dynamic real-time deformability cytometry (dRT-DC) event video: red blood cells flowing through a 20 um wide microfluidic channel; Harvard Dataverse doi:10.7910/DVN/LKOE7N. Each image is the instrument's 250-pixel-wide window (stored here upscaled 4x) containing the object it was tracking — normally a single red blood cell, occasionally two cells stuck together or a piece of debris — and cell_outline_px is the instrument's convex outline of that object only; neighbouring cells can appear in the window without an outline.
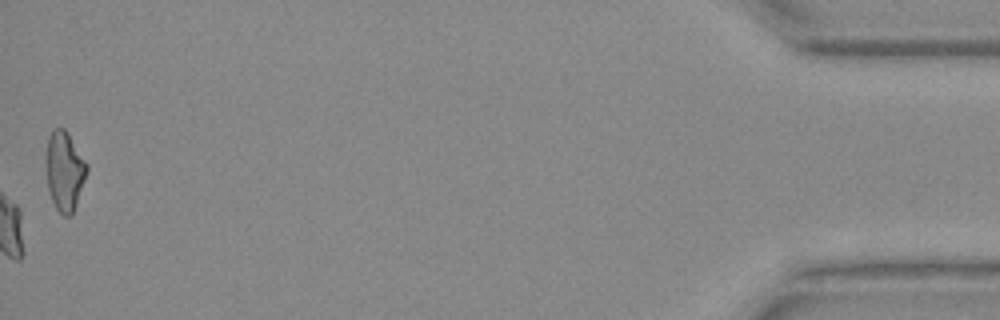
{"species": "Egyptian fruit bat (a non-hibernating species)", "species_latin": "Rousettus aegyptiacus", "temperature_condition": "warm", "stored_images_in_passage": 42, "camera_frame_rate_fps": 3000, "um_per_image_px": 0.085, "animal": {"sex": "female"}, "frame": {"image": 1, "passage_image": 42, "time_ms": 13.667, "image_size_px": [1000, 320], "cell_outline_px": [[88, 168], [72, 216], [64, 216], [56, 208], [52, 200], [48, 188], [44, 160], [48, 136], [52, 128], [64, 128], [68, 132], [88, 164]], "centroid_in_image_um": [5.46, 14.49], "position_along_channel_um": 429.7, "area_um2": 19.13}}